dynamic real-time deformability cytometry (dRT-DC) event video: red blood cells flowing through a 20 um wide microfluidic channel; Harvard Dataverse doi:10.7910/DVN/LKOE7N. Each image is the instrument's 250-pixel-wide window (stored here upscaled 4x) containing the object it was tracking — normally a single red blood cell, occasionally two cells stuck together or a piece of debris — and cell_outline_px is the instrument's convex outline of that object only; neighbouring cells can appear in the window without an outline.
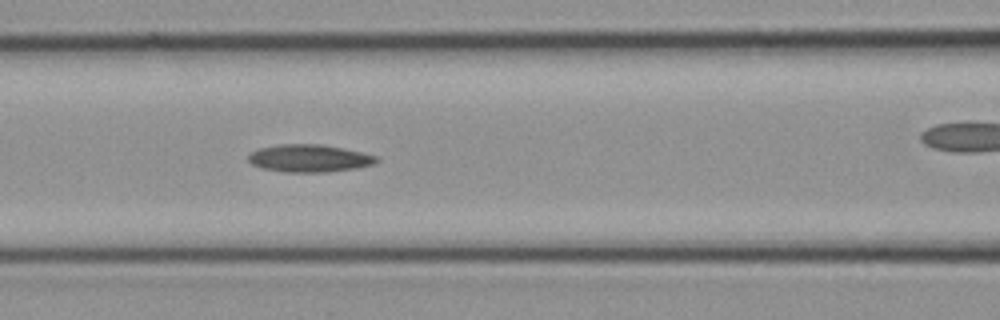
{"species": "common noctule bat (a hibernating species)", "species_latin": "Nyctalus noctula", "temperature_condition": "cold", "stored_images_in_passage": 11, "segment_of_instrument_passage": [1, 2], "camera_frame_rate_fps": 3000, "um_per_image_px": 0.085, "animal": {"sex": "female", "body_mass_g": 21.9}, "frame": {"image": 1, "passage_image": 10, "time_ms": 3.0, "image_size_px": [1000, 320], "cell_outline_px": [[380, 160], [372, 164], [356, 168], [324, 172], [284, 172], [264, 168], [252, 164], [248, 160], [248, 152], [256, 148], [280, 144], [320, 144], [344, 148], [380, 156]], "centroid_in_image_um": [26.28, 13.44], "position_along_channel_um": 140.3, "area_um2": 20.75}}